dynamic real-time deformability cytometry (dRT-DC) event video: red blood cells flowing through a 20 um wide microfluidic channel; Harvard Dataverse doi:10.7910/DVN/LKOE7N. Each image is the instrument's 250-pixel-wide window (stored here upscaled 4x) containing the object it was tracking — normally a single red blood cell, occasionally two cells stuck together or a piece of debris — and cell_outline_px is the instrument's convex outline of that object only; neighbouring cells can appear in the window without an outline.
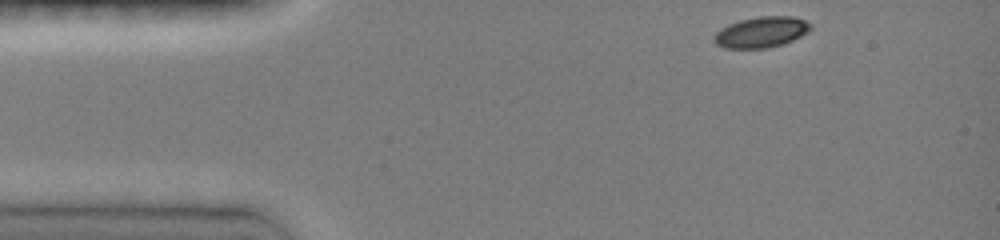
{"species": "common noctule bat (a hibernating species)", "species_latin": "Nyctalus noctula", "temperature_condition": "room temperature", "stored_images_in_passage": 5, "camera_frame_rate_fps": 3000, "um_per_image_px": 0.085, "animal": {"sex": "female", "body_mass_g": 19.0, "forearm_length_mm": 51.5}, "frame": {"image": 1, "passage_image": 1, "time_ms": 0.0, "image_size_px": [1000, 240], "cell_outline_px": [[812, 28], [808, 32], [784, 44], [768, 48], [724, 48], [716, 44], [712, 40], [712, 36], [720, 28], [728, 24], [740, 20], [760, 16], [796, 16], [812, 24]], "centroid_in_image_um": [64.7, 2.73], "position_along_channel_um": 20.3, "area_um2": 17.57}}
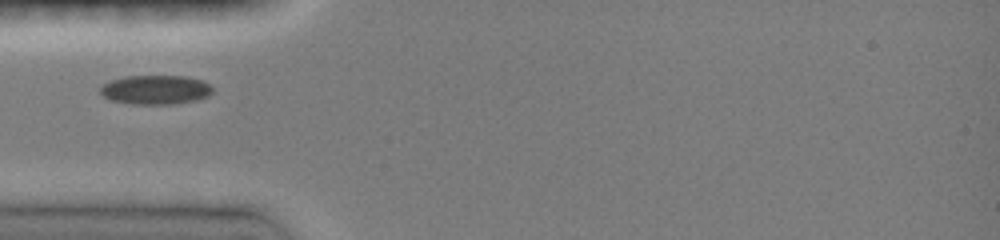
{"frame": {"image": 2, "passage_image": 4, "time_ms": 3.0, "image_size_px": [1000, 240], "cell_outline_px": [[212, 92], [208, 96], [196, 100], [176, 104], [132, 104], [112, 100], [104, 96], [100, 92], [100, 88], [104, 84], [112, 80], [124, 76], [184, 76], [200, 80], [208, 84], [212, 88]], "centroid_in_image_um": [13.22, 7.63], "position_along_channel_um": 71.8, "area_um2": 18.96}}